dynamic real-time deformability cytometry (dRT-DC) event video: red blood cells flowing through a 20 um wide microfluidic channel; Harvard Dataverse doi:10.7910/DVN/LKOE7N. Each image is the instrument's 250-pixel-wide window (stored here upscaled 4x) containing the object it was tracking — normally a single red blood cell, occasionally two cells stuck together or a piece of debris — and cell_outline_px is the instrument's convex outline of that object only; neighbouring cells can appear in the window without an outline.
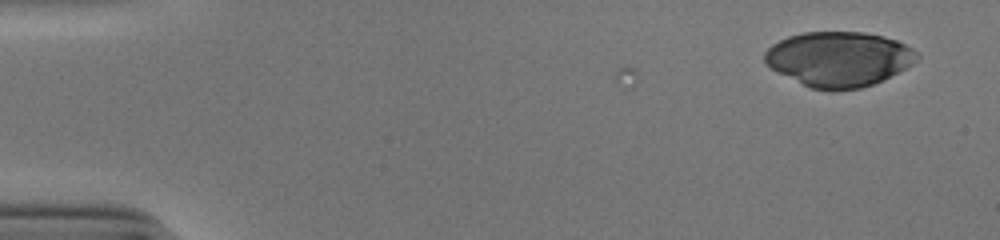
{"species": "human", "species_latin": "Homo sapiens", "temperature_condition": "cold", "stored_images_in_passage": 4, "camera_frame_rate_fps": 3000, "um_per_image_px": 0.085, "donor": {"sex": "male"}, "frame": {"image": 1, "passage_image": 4, "time_ms": 1.0, "image_size_px": [1000, 240], "cell_outline_px": [[920, 56], [912, 64], [872, 84], [860, 88], [832, 92], [812, 88], [772, 68], [764, 60], [764, 52], [772, 44], [788, 36], [804, 32], [864, 32], [896, 40], [912, 48]], "centroid_in_image_um": [71.29, 5.01], "position_along_channel_um": 13.7, "area_um2": 48.15}}